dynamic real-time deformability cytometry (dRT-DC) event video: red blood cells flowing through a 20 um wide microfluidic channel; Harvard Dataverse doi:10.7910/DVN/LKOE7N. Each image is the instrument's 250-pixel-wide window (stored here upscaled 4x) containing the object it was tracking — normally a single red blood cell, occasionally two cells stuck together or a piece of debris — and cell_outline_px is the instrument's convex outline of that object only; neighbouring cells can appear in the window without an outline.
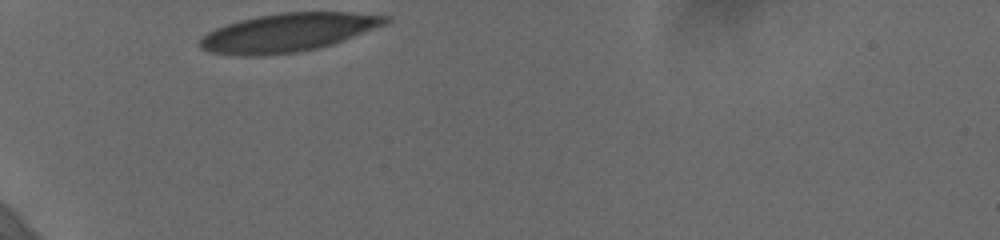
{"species": "human", "species_latin": "Homo sapiens", "temperature_condition": "cold", "stored_images_in_passage": 30, "camera_frame_rate_fps": 3000, "um_per_image_px": 0.085, "donor": {"sex": "female"}, "frame": {"image": 1, "passage_image": 1, "time_ms": 0.0, "image_size_px": [1000, 240], "cell_outline_px": [[392, 20], [384, 24], [332, 44], [316, 48], [296, 52], [264, 56], [236, 56], [208, 52], [200, 48], [200, 40], [208, 32], [216, 28], [240, 20], [256, 16], [280, 12], [352, 12], [392, 16]], "centroid_in_image_um": [24.46, 2.76], "position_along_channel_um": 60.5, "area_um2": 41.44}}
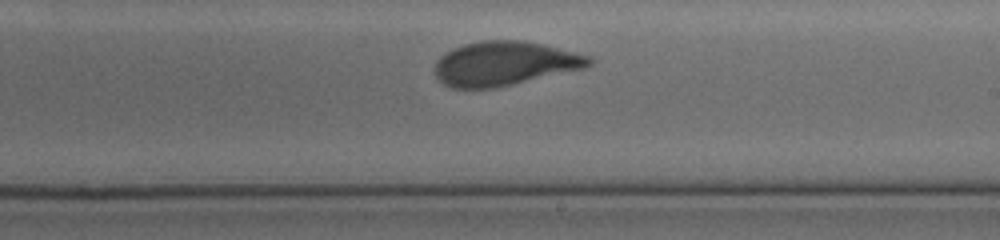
{"frame": {"image": 2, "passage_image": 18, "time_ms": 5.667, "image_size_px": [1000, 240], "cell_outline_px": [[596, 60], [592, 64], [584, 68], [496, 88], [452, 88], [444, 84], [436, 76], [436, 60], [440, 56], [452, 48], [464, 44], [484, 40], [520, 40], [540, 44], [588, 56]], "centroid_in_image_um": [42.86, 5.4], "position_along_channel_um": 246.1, "area_um2": 39.36}}
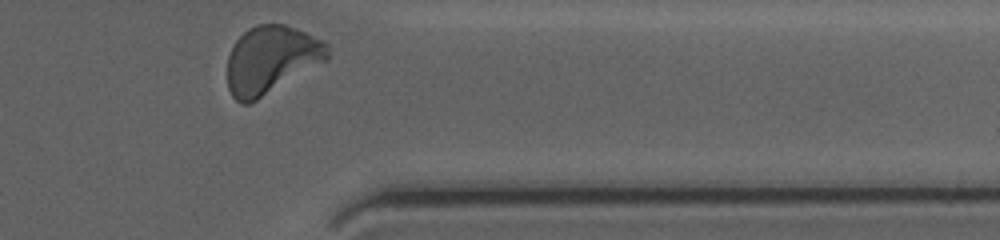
{"frame": {"image": 3, "passage_image": 30, "time_ms": 9.667, "image_size_px": [1000, 240], "cell_outline_px": [[328, 60], [256, 100], [248, 104], [240, 104], [232, 96], [228, 88], [228, 56], [236, 40], [248, 28], [256, 24], [284, 24], [296, 28], [324, 40], [328, 44]], "centroid_in_image_um": [23.05, 5.06], "position_along_channel_um": 388.3, "area_um2": 39.54}, "authors_computed_cell_mechanics": {"area_um2": 40.2866, "velocity_mm_per_s": 3.623, "shape_relaxation_time_tau1_ms": 4.0655, "shape_relaxation_time_tau2_ms": null, "deformation_change_tau1": 0.1653, "deformation_change_tau2": null}}